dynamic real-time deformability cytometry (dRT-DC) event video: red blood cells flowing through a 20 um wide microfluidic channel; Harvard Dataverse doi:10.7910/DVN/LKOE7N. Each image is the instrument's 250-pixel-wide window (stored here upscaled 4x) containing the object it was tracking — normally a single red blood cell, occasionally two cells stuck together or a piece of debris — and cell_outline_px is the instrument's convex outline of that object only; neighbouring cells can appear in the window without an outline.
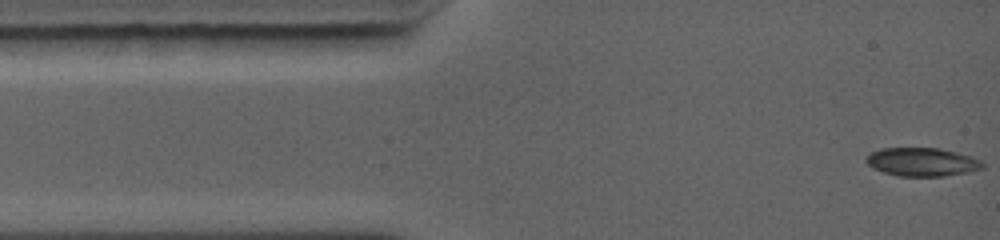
{"species": "common noctule bat (a hibernating species)", "species_latin": "Nyctalus noctula", "temperature_condition": "warm", "stored_images_in_passage": 65, "camera_frame_rate_fps": 5000, "um_per_image_px": 0.085, "animal": {"sex": "female", "body_mass_g": 19.0, "forearm_length_mm": 56.7}, "frame": {"image": 1, "passage_image": 1, "time_ms": 0.0, "image_size_px": [1000, 240], "cell_outline_px": [[984, 168], [944, 176], [900, 176], [884, 172], [872, 168], [864, 160], [864, 156], [880, 148], [936, 148], [956, 152], [980, 160], [984, 164]], "centroid_in_image_um": [78.31, 13.76], "position_along_channel_um": 6.7, "area_um2": 19.13}}
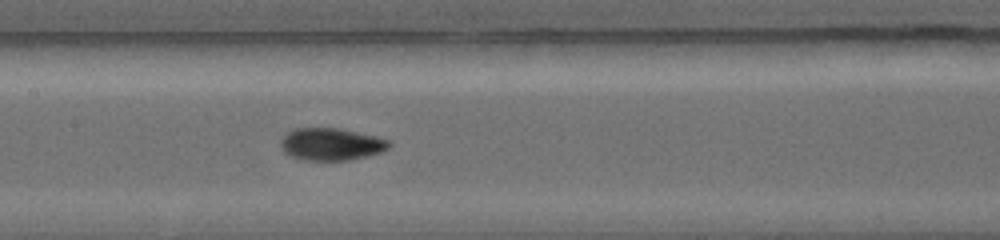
{"frame": {"image": 2, "passage_image": 28, "time_ms": 5.4, "image_size_px": [1000, 240], "cell_outline_px": [[392, 144], [388, 148], [380, 152], [348, 160], [304, 160], [288, 156], [284, 152], [280, 144], [280, 140], [284, 132], [292, 128], [340, 128], [376, 136], [388, 140]], "centroid_in_image_um": [28.08, 12.24], "position_along_channel_um": 179.3, "area_um2": 20.58}}
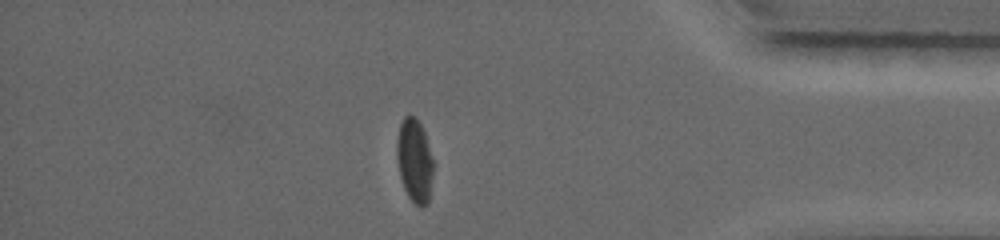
{"frame": {"image": 3, "passage_image": 56, "time_ms": 11.0, "image_size_px": [1000, 240], "cell_outline_px": [[432, 176], [428, 204], [420, 208], [408, 196], [404, 188], [400, 176], [396, 156], [396, 140], [400, 124], [404, 116], [408, 112], [416, 116], [424, 132], [432, 160]], "centroid_in_image_um": [35.2, 13.61], "position_along_channel_um": 400.0, "area_um2": 17.74}, "authors_computed_cell_mechanics": {"area_um2": 19.4208, "velocity_mm_per_s": 4.4693, "shape_relaxation_time_tau1_ms": 4.0786, "shape_relaxation_time_tau2_ms": 1.9529, "deformation_change_tau1": 0.1619, "deformation_change_tau2": 0.0563}}